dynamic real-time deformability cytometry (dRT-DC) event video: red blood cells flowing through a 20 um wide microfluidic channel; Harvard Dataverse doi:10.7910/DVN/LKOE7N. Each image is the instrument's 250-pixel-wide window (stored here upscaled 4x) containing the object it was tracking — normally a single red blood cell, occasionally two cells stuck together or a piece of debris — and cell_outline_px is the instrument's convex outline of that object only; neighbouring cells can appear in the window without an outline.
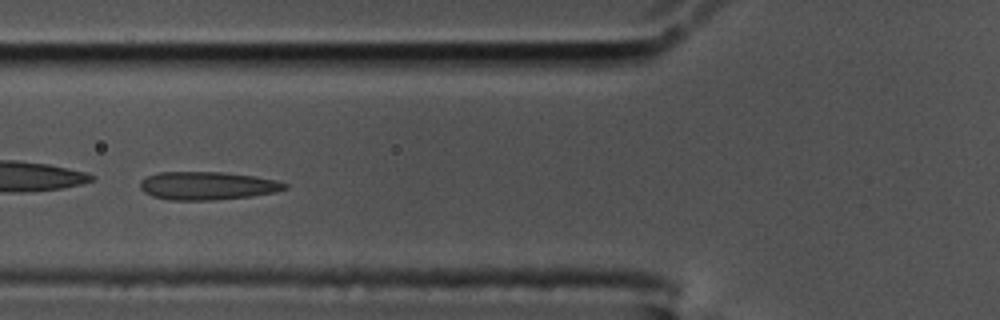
{"species": "common noctule bat (a hibernating species)", "species_latin": "Nyctalus noctula", "temperature_condition": "cold", "stored_images_in_passage": 42, "camera_frame_rate_fps": 3000, "um_per_image_px": 0.085, "animal": {"sex": "male", "body_mass_g": 17.5, "forearm_length_mm": 52.3}, "frame": {"image": 1, "passage_image": 7, "time_ms": 2.0, "image_size_px": [1000, 320], "cell_outline_px": [[288, 188], [272, 192], [252, 196], [212, 200], [168, 200], [152, 196], [144, 192], [140, 188], [140, 180], [148, 176], [160, 172], [220, 172], [252, 176], [276, 180], [288, 184]], "centroid_in_image_um": [17.59, 15.79], "position_along_channel_um": 108.2, "area_um2": 23.58}, "authors_computed_cell_mechanics": {"area_um2": 24.1026, "velocity_mm_per_s": 3.4293, "shape_relaxation_time_tau1_ms": null, "shape_relaxation_time_tau2_ms": 1.7082, "deformation_change_tau1": null, "deformation_change_tau2": 0.0637}}